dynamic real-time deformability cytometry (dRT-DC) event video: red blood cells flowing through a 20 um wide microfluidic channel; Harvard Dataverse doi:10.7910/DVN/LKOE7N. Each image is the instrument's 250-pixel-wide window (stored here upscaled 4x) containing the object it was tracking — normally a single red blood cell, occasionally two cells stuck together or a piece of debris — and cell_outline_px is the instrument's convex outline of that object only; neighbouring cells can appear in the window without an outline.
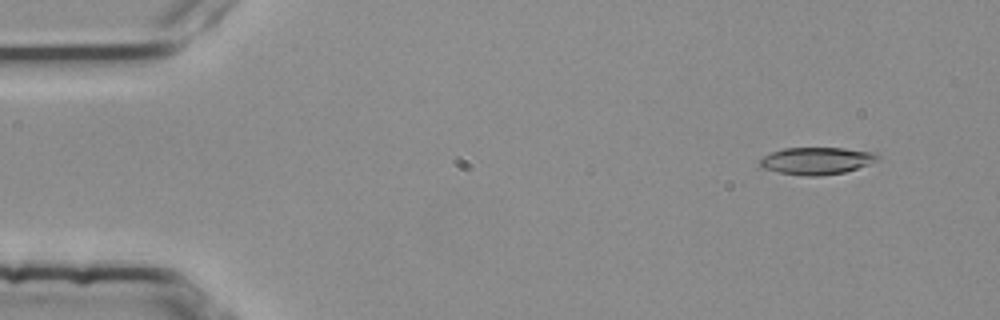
{"species": "common noctule bat (a hibernating species)", "species_latin": "Nyctalus noctula", "temperature_condition": "room temperature", "stored_images_in_passage": 3, "camera_frame_rate_fps": 3000, "um_per_image_px": 0.085, "animal": {"sex": "female", "body_mass_g": 25.1}, "frame": {"image": 1, "passage_image": 1, "time_ms": 0.0, "image_size_px": [1000, 320], "cell_outline_px": [[880, 156], [876, 160], [868, 164], [844, 172], [820, 176], [804, 176], [776, 172], [764, 168], [760, 164], [760, 160], [764, 156], [772, 152], [784, 148], [844, 148], [872, 152]], "centroid_in_image_um": [69.39, 13.67], "position_along_channel_um": 15.6, "area_um2": 18.44}}